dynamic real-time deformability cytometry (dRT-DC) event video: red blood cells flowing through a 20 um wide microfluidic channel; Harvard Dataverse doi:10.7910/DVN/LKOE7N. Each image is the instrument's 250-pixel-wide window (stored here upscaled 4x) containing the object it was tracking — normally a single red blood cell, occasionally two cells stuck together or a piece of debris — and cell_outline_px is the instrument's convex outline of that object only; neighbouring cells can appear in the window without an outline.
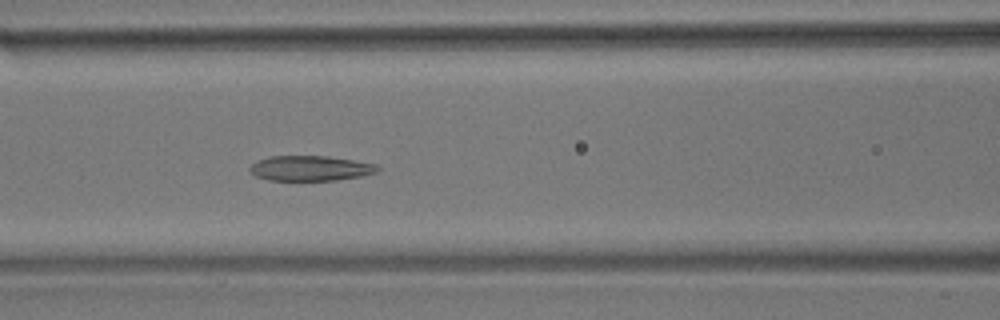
{"species": "common noctule bat (a hibernating species)", "species_latin": "Nyctalus noctula", "temperature_condition": "room temperature", "stored_images_in_passage": 53, "camera_frame_rate_fps": 3000, "um_per_image_px": 0.085, "animal": {"sex": "male", "body_mass_g": 17.9}, "frame": {"image": 1, "passage_image": 21, "time_ms": 6.667, "image_size_px": [1000, 320], "cell_outline_px": [[380, 168], [376, 172], [360, 176], [336, 180], [268, 180], [256, 176], [248, 172], [248, 168], [256, 160], [268, 156], [328, 156], [376, 164]], "centroid_in_image_um": [26.31, 14.3], "position_along_channel_um": 140.3, "area_um2": 18.73}}
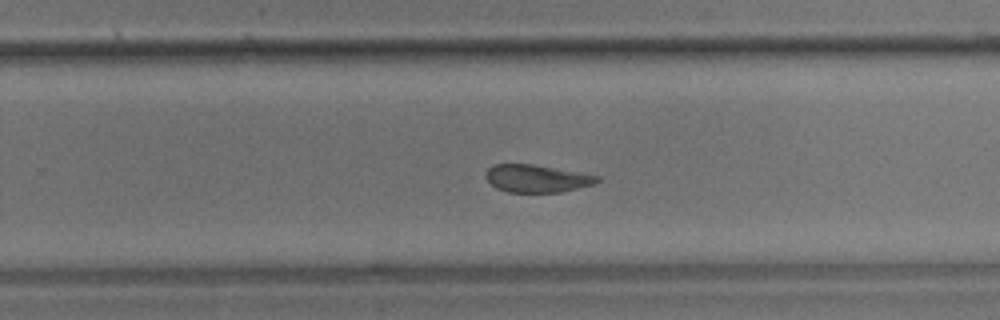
{"frame": {"image": 2, "passage_image": 33, "time_ms": 10.667, "image_size_px": [1000, 320], "cell_outline_px": [[600, 180], [592, 184], [560, 192], [508, 192], [496, 188], [484, 176], [484, 172], [492, 164], [532, 164], [600, 176]], "centroid_in_image_um": [45.56, 15.16], "position_along_channel_um": 284.2, "area_um2": 17.74}}
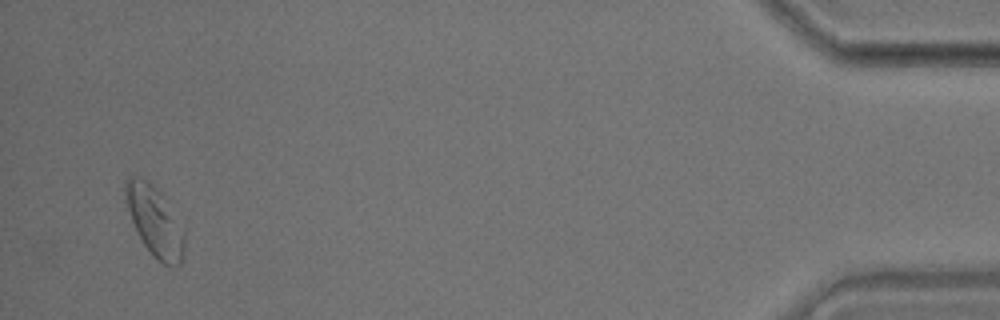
{"frame": {"image": 3, "passage_image": 51, "time_ms": 16.667, "image_size_px": [1000, 320], "cell_outline_px": [[184, 248], [180, 264], [176, 268], [164, 264], [156, 260], [144, 244], [132, 220], [128, 208], [124, 192], [124, 180], [128, 176], [140, 176], [148, 180], [160, 188], [184, 232]], "centroid_in_image_um": [13.15, 18.75], "position_along_channel_um": 422.1, "area_um2": 24.16}, "authors_computed_cell_mechanics": {"area_um2": 19.5364, "velocity_mm_per_s": 3.6087, "shape_relaxation_time_tau1_ms": null, "shape_relaxation_time_tau2_ms": 2.3426, "deformation_change_tau1": null, "deformation_change_tau2": 0.0888}}